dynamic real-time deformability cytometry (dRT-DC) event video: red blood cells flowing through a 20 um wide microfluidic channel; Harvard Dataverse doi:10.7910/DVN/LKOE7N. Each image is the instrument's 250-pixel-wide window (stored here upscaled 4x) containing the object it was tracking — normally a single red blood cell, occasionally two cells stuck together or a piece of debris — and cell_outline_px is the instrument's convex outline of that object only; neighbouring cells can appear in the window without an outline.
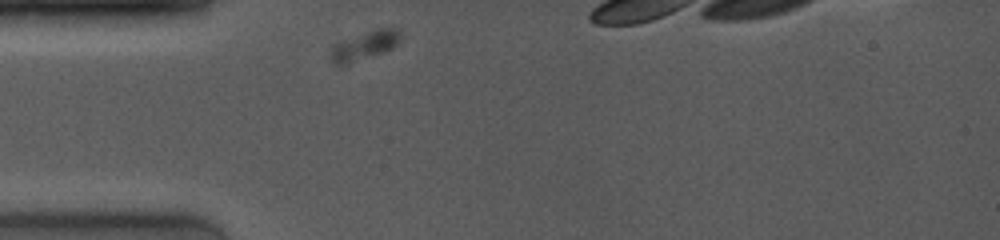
{"species": "common noctule bat (a hibernating species)", "species_latin": "Nyctalus noctula", "temperature_condition": "room temperature", "stored_images_in_passage": 18, "camera_frame_rate_fps": 4000, "um_per_image_px": 0.085, "animal": {"sex": "female", "body_mass_g": 19.0, "forearm_length_mm": 53.3}, "frame": {"image": 1, "passage_image": 1, "time_ms": 0.0, "image_size_px": [1000, 240], "cell_outline_px": [[400, 40], [392, 48], [344, 64], [336, 64], [332, 60], [332, 44], [340, 40], [376, 28], [392, 28], [396, 32]], "centroid_in_image_um": [30.93, 3.83], "position_along_channel_um": 54.1, "area_um2": 11.04}}
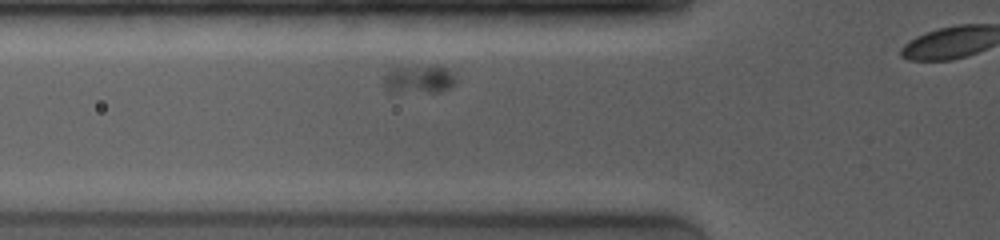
{"frame": {"image": 2, "passage_image": 7, "time_ms": 1.25, "image_size_px": [1000, 240], "cell_outline_px": [[456, 80], [448, 88], [440, 92], [392, 92], [384, 88], [384, 76], [388, 68], [432, 64], [436, 64], [448, 68], [452, 72]], "centroid_in_image_um": [35.59, 6.7], "position_along_channel_um": 90.2, "area_um2": 12.31}}